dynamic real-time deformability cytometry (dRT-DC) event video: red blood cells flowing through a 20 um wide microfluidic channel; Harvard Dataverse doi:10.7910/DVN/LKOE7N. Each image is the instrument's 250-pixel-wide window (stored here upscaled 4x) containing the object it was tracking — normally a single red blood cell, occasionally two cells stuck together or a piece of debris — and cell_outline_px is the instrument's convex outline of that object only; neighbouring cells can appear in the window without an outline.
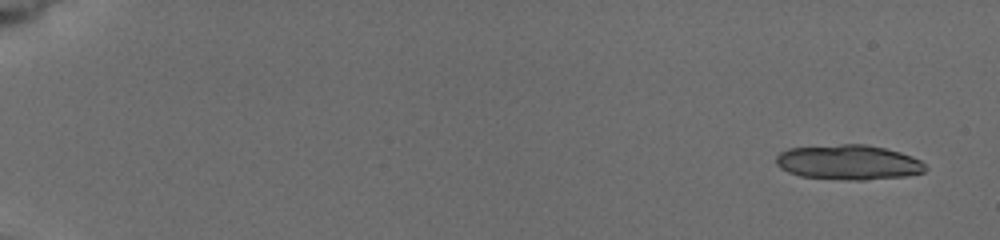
{"species": "common noctule bat (a hibernating species)", "species_latin": "Nyctalus noctula", "temperature_condition": "cold", "stored_images_in_passage": 8, "camera_frame_rate_fps": 3000, "um_per_image_px": 0.085, "animal": {"sex": "female", "body_mass_g": 19.5, "forearm_length_mm": 54.1}, "frame": {"image": 1, "passage_image": 1, "time_ms": 0.0, "image_size_px": [1000, 240], "cell_outline_px": [[928, 168], [924, 172], [904, 176], [864, 180], [848, 180], [800, 176], [788, 172], [780, 168], [776, 164], [776, 156], [780, 152], [788, 148], [840, 144], [864, 144], [884, 148], [900, 152], [912, 156], [920, 160]], "centroid_in_image_um": [72.11, 13.79], "position_along_channel_um": 12.9, "area_um2": 30.4}}
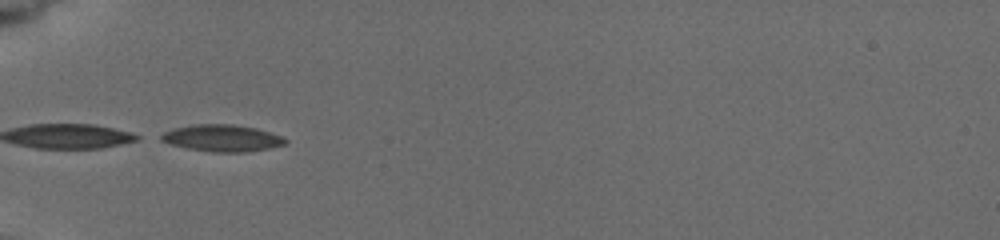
{"frame": {"image": 2, "passage_image": 7, "time_ms": 6.0, "image_size_px": [1000, 240], "cell_outline_px": [[288, 140], [284, 144], [268, 148], [248, 152], [212, 152], [188, 148], [172, 144], [160, 140], [156, 136], [172, 128], [192, 124], [232, 124], [256, 128], [284, 136]], "centroid_in_image_um": [18.86, 11.73], "position_along_channel_um": 66.1, "area_um2": 19.54}}